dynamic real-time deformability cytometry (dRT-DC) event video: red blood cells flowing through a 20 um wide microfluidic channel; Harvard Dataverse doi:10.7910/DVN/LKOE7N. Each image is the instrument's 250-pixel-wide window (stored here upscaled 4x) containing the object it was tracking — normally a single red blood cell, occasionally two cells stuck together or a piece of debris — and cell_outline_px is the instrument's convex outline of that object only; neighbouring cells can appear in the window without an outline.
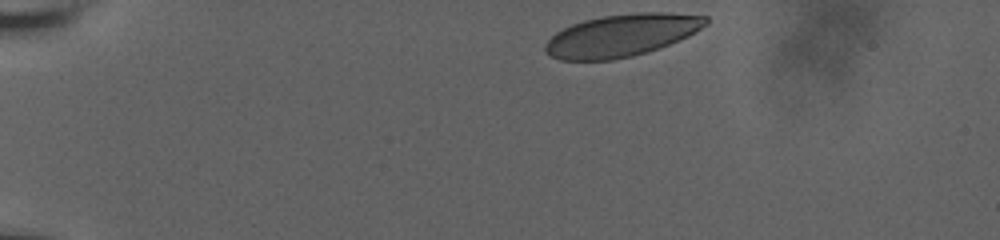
{"species": "human", "species_latin": "Homo sapiens", "temperature_condition": "room temperature", "stored_images_in_passage": 47, "camera_frame_rate_fps": 3000, "um_per_image_px": 0.085, "donor": {"sex": "male"}, "frame": {"image": 1, "passage_image": 1, "time_ms": 0.0, "image_size_px": [1000, 240], "cell_outline_px": [[708, 24], [688, 36], [660, 48], [648, 52], [632, 56], [612, 60], [560, 60], [544, 52], [544, 44], [556, 32], [572, 24], [584, 20], [604, 16], [636, 12], [668, 12], [708, 16]], "centroid_in_image_um": [52.85, 3.0], "position_along_channel_um": 32.2, "area_um2": 39.71}}
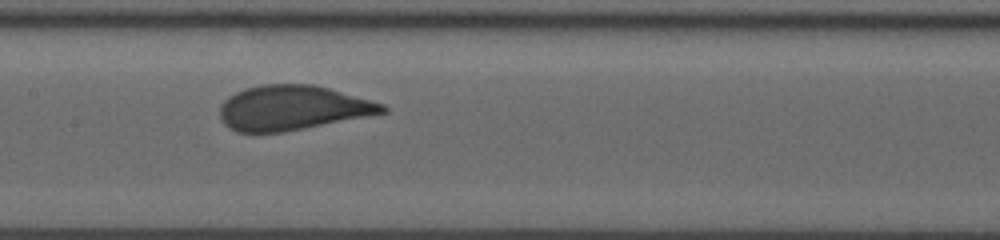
{"frame": {"image": 2, "passage_image": 28, "time_ms": 6.333, "image_size_px": [1000, 240], "cell_outline_px": [[388, 112], [284, 132], [236, 132], [224, 124], [220, 116], [220, 104], [228, 96], [244, 88], [264, 84], [312, 84], [328, 88], [384, 104], [388, 108]], "centroid_in_image_um": [24.83, 9.16], "position_along_channel_um": 182.6, "area_um2": 42.19}}
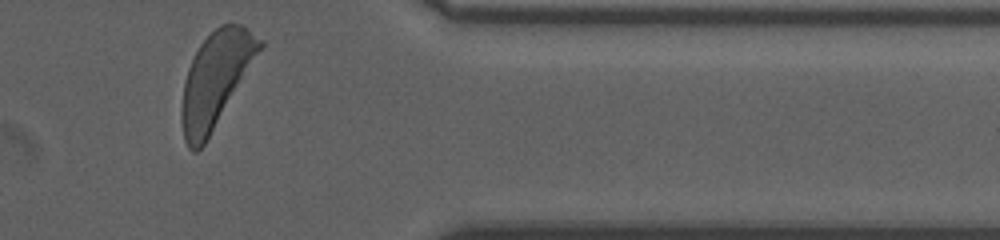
{"frame": {"image": 3, "passage_image": 46, "time_ms": 12.333, "image_size_px": [1000, 240], "cell_outline_px": [[264, 44], [204, 144], [196, 152], [192, 152], [188, 148], [184, 140], [180, 120], [180, 108], [184, 84], [188, 68], [200, 44], [220, 24], [240, 24], [248, 28], [264, 40]], "centroid_in_image_um": [18.3, 6.75], "position_along_channel_um": 393.1, "area_um2": 42.31}, "authors_computed_cell_mechanics": {"area_um2": 42.6564, "velocity_mm_per_s": 3.7456, "shape_relaxation_time_tau1_ms": 4.1344, "shape_relaxation_time_tau2_ms": null, "deformation_change_tau1": 0.1637, "deformation_change_tau2": null}}